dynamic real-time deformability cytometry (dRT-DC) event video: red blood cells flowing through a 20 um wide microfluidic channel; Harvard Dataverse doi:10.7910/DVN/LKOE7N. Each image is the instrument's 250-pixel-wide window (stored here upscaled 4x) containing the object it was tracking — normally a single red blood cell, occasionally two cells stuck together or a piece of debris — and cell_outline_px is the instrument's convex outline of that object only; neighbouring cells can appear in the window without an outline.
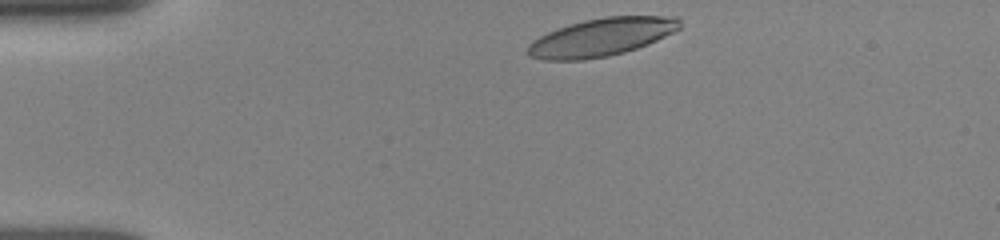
{"species": "human", "species_latin": "Homo sapiens", "temperature_condition": "room temperature", "stored_images_in_passage": 36, "camera_frame_rate_fps": 3000, "um_per_image_px": 0.085, "donor": {"sex": "female"}, "frame": {"image": 1, "passage_image": 1, "time_ms": 0.0, "image_size_px": [1000, 240], "cell_outline_px": [[680, 28], [648, 44], [624, 52], [608, 56], [580, 60], [544, 60], [528, 56], [528, 44], [532, 40], [548, 32], [584, 20], [604, 16], [676, 16], [680, 20]], "centroid_in_image_um": [51.11, 3.16], "position_along_channel_um": 33.9, "area_um2": 33.35}}
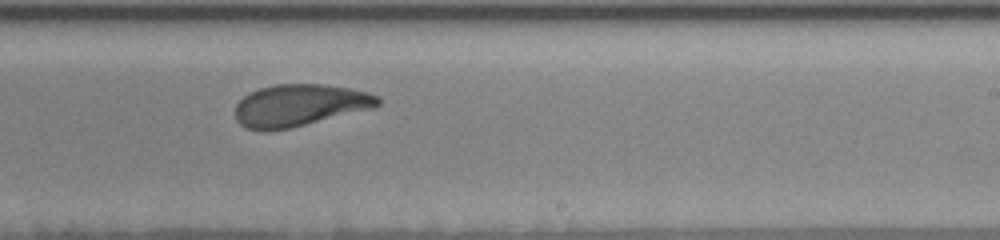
{"frame": {"image": 2, "passage_image": 16, "time_ms": 7.333, "image_size_px": [1000, 240], "cell_outline_px": [[380, 104], [372, 108], [288, 128], [248, 128], [240, 124], [236, 120], [236, 104], [248, 92], [260, 88], [276, 84], [324, 84], [352, 88], [368, 92], [380, 96]], "centroid_in_image_um": [25.5, 8.9], "position_along_channel_um": 263.5, "area_um2": 34.22}}
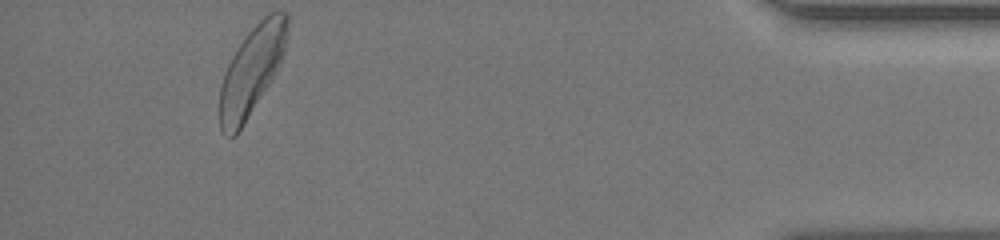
{"frame": {"image": 3, "passage_image": 36, "time_ms": 12.667, "image_size_px": [1000, 240], "cell_outline_px": [[288, 24], [284, 52], [280, 64], [268, 84], [236, 136], [228, 136], [220, 128], [220, 88], [224, 72], [236, 48], [248, 32], [268, 12], [288, 12]], "centroid_in_image_um": [21.39, 5.97], "position_along_channel_um": 413.8, "area_um2": 34.22}, "authors_computed_cell_mechanics": {"area_um2": 34.8245, "velocity_mm_per_s": 3.8515, "shape_relaxation_time_tau1_ms": 4.0327, "shape_relaxation_time_tau2_ms": 1.8938, "deformation_change_tau1": 0.1432, "deformation_change_tau2": 0.085}}